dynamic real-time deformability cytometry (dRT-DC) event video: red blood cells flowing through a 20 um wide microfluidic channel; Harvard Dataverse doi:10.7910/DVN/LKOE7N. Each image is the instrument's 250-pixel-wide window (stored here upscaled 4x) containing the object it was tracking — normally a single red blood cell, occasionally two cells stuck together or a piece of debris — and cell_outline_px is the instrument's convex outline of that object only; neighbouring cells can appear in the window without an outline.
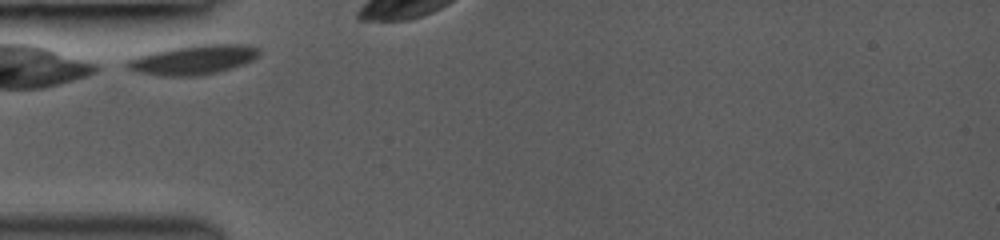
{"species": "common noctule bat (a hibernating species)", "species_latin": "Nyctalus noctula", "temperature_condition": "room temperature", "stored_images_in_passage": 5, "camera_frame_rate_fps": 3000, "um_per_image_px": 0.085, "animal": {"sex": "female", "body_mass_g": 19.0, "forearm_length_mm": 53.3}, "frame": {"image": 1, "passage_image": 1, "time_ms": 0.0, "image_size_px": [1000, 240], "cell_outline_px": [[260, 56], [252, 60], [216, 72], [200, 76], [160, 76], [140, 72], [128, 68], [124, 64], [128, 60], [152, 52], [168, 48], [192, 44], [248, 44], [260, 48]], "centroid_in_image_um": [16.45, 5.06], "position_along_channel_um": 68.5, "area_um2": 22.66}}